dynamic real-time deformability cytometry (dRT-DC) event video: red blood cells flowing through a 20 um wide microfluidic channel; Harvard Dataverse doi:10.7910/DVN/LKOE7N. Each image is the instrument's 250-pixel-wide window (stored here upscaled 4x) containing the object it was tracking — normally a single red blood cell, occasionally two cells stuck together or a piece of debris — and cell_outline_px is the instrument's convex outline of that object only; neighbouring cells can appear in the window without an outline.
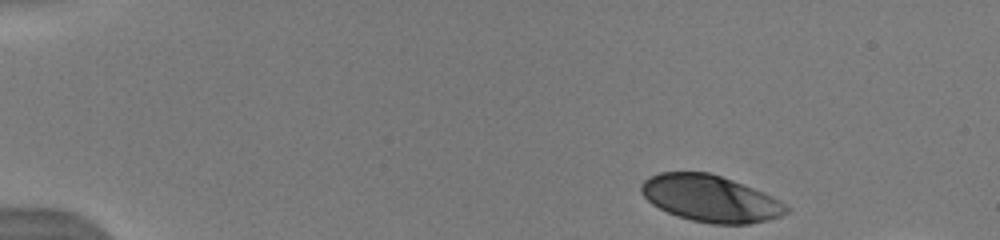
{"species": "human", "species_latin": "Homo sapiens", "temperature_condition": "warm", "stored_images_in_passage": 22, "camera_frame_rate_fps": 3000, "um_per_image_px": 0.085, "donor": {"sex": "male"}, "frame": {"image": 1, "passage_image": 1, "time_ms": 0.0, "image_size_px": [1000, 240], "cell_outline_px": [[792, 208], [788, 212], [780, 216], [768, 220], [748, 224], [712, 224], [692, 220], [676, 216], [652, 204], [640, 192], [640, 184], [648, 176], [660, 172], [708, 172], [732, 180], [764, 192], [780, 200]], "centroid_in_image_um": [60.39, 16.88], "position_along_channel_um": 24.6, "area_um2": 39.54}}
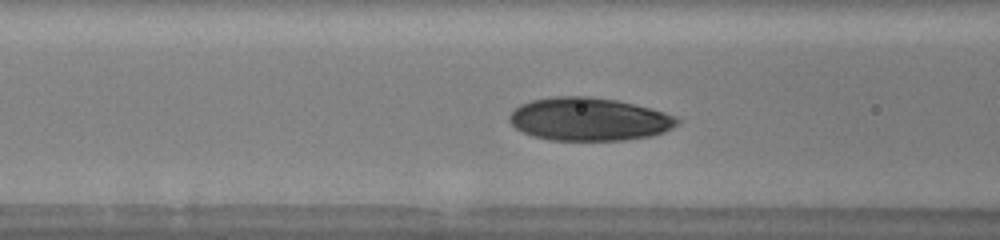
{"frame": {"image": 2, "passage_image": 13, "time_ms": 5.0, "image_size_px": [1000, 240], "cell_outline_px": [[680, 124], [664, 132], [652, 136], [624, 140], [548, 140], [532, 136], [516, 128], [508, 120], [508, 116], [520, 104], [532, 100], [556, 96], [588, 96], [616, 100], [664, 112], [676, 116], [680, 120]], "centroid_in_image_um": [50.07, 10.14], "position_along_channel_um": 116.5, "area_um2": 42.14}}
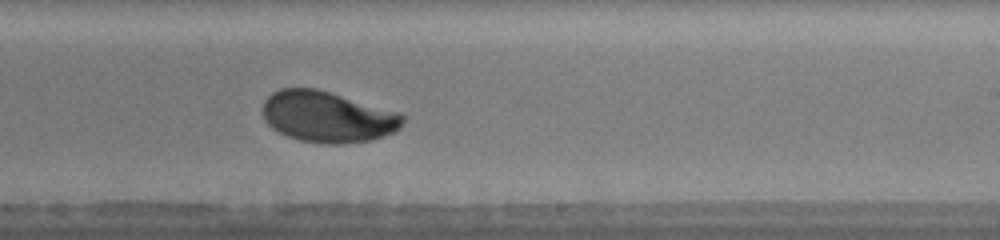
{"frame": {"image": 3, "passage_image": 22, "time_ms": 8.667, "image_size_px": [1000, 240], "cell_outline_px": [[404, 120], [400, 128], [384, 136], [372, 140], [336, 144], [324, 144], [300, 140], [288, 136], [272, 128], [264, 120], [264, 100], [272, 92], [280, 88], [316, 88], [400, 112], [404, 116]], "centroid_in_image_um": [27.85, 9.92], "position_along_channel_um": 261.2, "area_um2": 41.62}}